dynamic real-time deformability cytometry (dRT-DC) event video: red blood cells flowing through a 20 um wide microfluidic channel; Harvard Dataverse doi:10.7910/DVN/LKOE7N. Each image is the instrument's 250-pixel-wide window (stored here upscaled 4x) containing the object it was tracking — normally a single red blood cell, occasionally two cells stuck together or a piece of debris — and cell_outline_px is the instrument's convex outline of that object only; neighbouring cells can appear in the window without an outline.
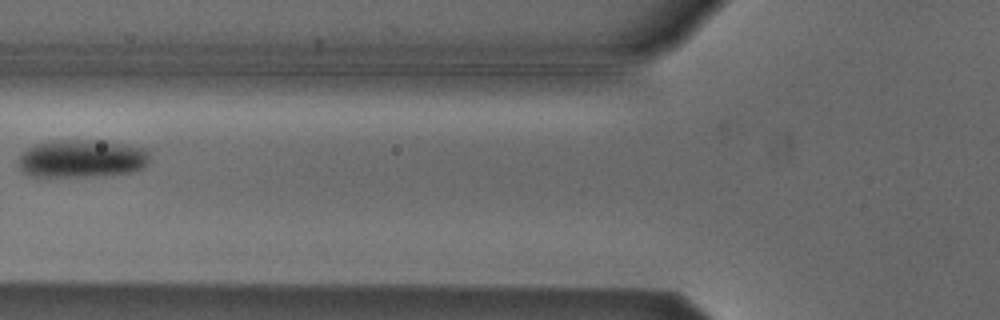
{"species": "Egyptian fruit bat (a non-hibernating species)", "species_latin": "Rousettus aegyptiacus", "temperature_condition": "cold", "stored_images_in_passage": 4, "camera_frame_rate_fps": 3000, "um_per_image_px": 0.085, "animal": {"sex": "male"}, "frame": {"image": 1, "passage_image": 3, "time_ms": 0.667, "image_size_px": [1000, 320], "cell_outline_px": [[148, 164], [144, 168], [132, 172], [88, 176], [36, 180], [28, 176], [16, 164], [20, 156], [28, 148], [36, 144], [52, 140], [104, 140], [148, 148]], "centroid_in_image_um": [6.9, 13.51], "position_along_channel_um": 118.9, "area_um2": 30.11}}
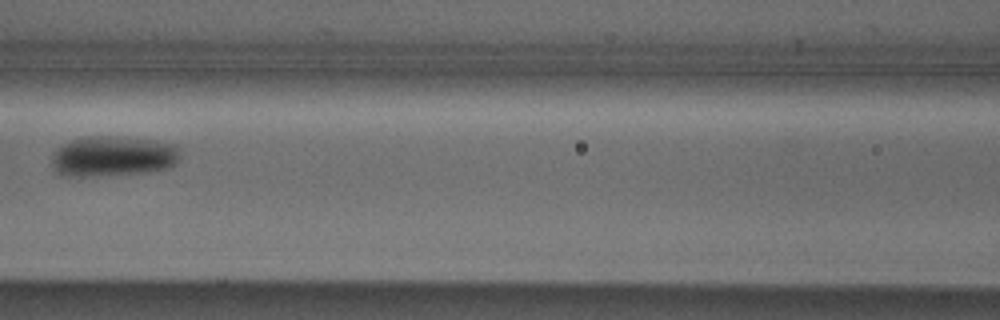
{"frame": {"image": 2, "passage_image": 4, "time_ms": 1.0, "image_size_px": [1000, 320], "cell_outline_px": [[180, 156], [176, 164], [168, 168], [152, 172], [88, 176], [60, 176], [56, 172], [52, 164], [52, 156], [56, 148], [72, 140], [88, 136], [112, 136], [152, 140], [176, 144], [180, 148]], "centroid_in_image_um": [9.63, 13.29], "position_along_channel_um": 157.0, "area_um2": 30.52}}